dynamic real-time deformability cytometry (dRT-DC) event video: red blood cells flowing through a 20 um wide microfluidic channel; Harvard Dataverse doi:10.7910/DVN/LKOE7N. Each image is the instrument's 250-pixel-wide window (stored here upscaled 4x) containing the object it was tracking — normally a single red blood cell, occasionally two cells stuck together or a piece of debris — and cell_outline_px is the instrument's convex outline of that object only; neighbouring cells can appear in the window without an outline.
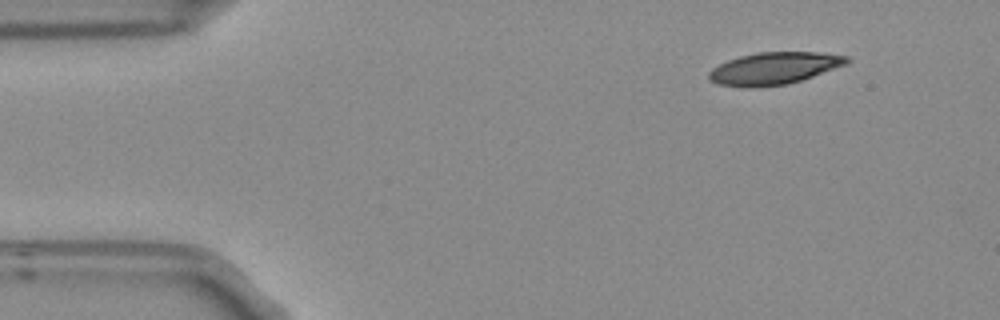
{"species": "Egyptian fruit bat (a non-hibernating species)", "species_latin": "Rousettus aegyptiacus", "temperature_condition": "room temperature", "stored_images_in_passage": 3, "camera_frame_rate_fps": 3000, "um_per_image_px": 0.085, "frame": {"image": 1, "passage_image": 1, "time_ms": 0.0, "image_size_px": [1000, 320], "cell_outline_px": [[852, 60], [848, 64], [800, 80], [784, 84], [720, 84], [708, 80], [708, 72], [712, 68], [728, 60], [740, 56], [756, 52], [824, 52], [848, 56]], "centroid_in_image_um": [65.89, 5.74], "position_along_channel_um": 19.1, "area_um2": 24.91}}